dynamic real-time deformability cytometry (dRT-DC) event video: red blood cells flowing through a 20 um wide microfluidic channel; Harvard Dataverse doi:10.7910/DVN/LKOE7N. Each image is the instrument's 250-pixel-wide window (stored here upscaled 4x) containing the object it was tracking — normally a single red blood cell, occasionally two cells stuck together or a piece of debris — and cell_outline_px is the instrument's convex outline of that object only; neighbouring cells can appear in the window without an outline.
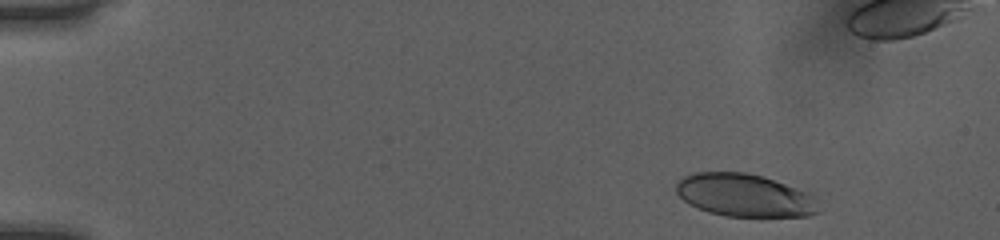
{"species": "human", "species_latin": "Homo sapiens", "temperature_condition": "room temperature", "stored_images_in_passage": 44, "camera_frame_rate_fps": 3000, "um_per_image_px": 0.085, "donor": {"sex": "female"}, "frame": {"image": 1, "passage_image": 3, "time_ms": 0.667, "image_size_px": [1000, 240], "cell_outline_px": [[820, 212], [808, 216], [724, 216], [708, 212], [688, 204], [676, 192], [676, 184], [684, 176], [692, 172], [744, 172], [764, 176], [808, 192], [816, 196]], "centroid_in_image_um": [63.31, 16.6], "position_along_channel_um": 21.7, "area_um2": 35.78}}
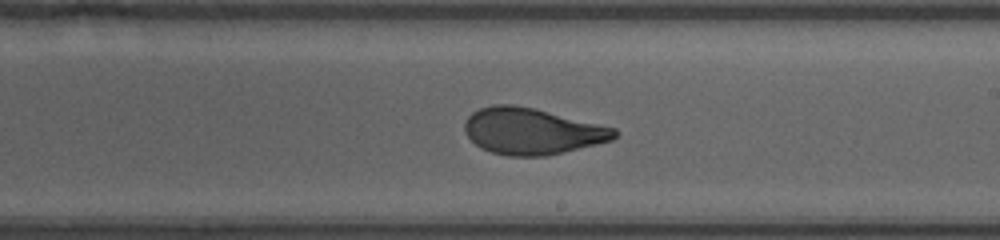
{"frame": {"image": 2, "passage_image": 28, "time_ms": 9.0, "image_size_px": [1000, 240], "cell_outline_px": [[620, 132], [612, 140], [564, 152], [544, 156], [508, 156], [492, 152], [480, 148], [464, 132], [464, 124], [468, 116], [472, 112], [480, 108], [492, 104], [512, 104], [536, 108], [616, 128]], "centroid_in_image_um": [45.21, 11.14], "position_along_channel_um": 243.8, "area_um2": 40.63}}
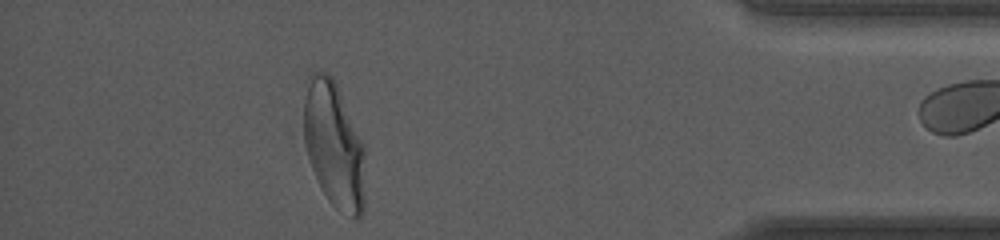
{"frame": {"image": 3, "passage_image": 43, "time_ms": 14.0, "image_size_px": [1000, 240], "cell_outline_px": [[364, 212], [356, 220], [352, 220], [336, 208], [328, 200], [320, 188], [312, 168], [308, 156], [304, 140], [304, 96], [308, 72], [328, 72], [332, 76], [364, 140]], "centroid_in_image_um": [28.4, 12.33], "position_along_channel_um": 406.8, "area_um2": 45.89}}